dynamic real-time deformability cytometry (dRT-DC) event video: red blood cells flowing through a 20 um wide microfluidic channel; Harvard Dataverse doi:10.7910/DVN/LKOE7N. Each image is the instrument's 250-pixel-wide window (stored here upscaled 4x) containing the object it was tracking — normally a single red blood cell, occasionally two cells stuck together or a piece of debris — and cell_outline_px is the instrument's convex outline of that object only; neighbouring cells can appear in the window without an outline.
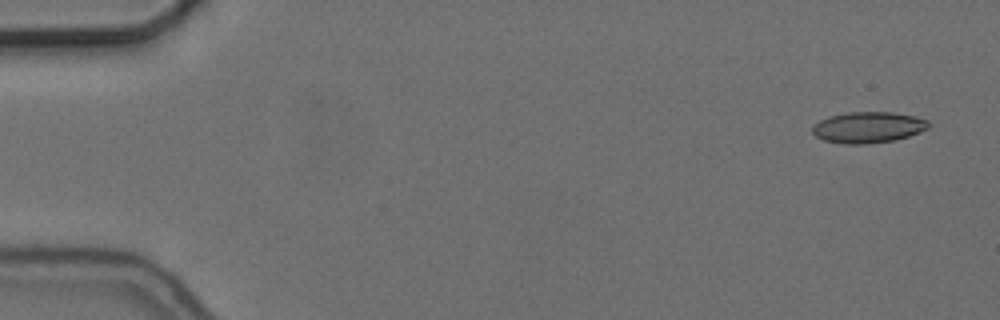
{"species": "common noctule bat (a hibernating species)", "species_latin": "Nyctalus noctula", "temperature_condition": "cold", "stored_images_in_passage": 6, "camera_frame_rate_fps": 3000, "um_per_image_px": 0.085, "animal": {"sex": "female", "body_mass_g": 24.6, "forearm_length_mm": 56.2}, "frame": {"image": 1, "passage_image": 1, "time_ms": 0.0, "image_size_px": [1000, 320], "cell_outline_px": [[928, 128], [920, 132], [896, 140], [868, 144], [844, 144], [824, 140], [816, 136], [812, 132], [812, 128], [820, 120], [828, 116], [848, 112], [892, 112], [916, 116], [928, 120]], "centroid_in_image_um": [73.8, 10.82], "position_along_channel_um": 11.2, "area_um2": 21.1}}